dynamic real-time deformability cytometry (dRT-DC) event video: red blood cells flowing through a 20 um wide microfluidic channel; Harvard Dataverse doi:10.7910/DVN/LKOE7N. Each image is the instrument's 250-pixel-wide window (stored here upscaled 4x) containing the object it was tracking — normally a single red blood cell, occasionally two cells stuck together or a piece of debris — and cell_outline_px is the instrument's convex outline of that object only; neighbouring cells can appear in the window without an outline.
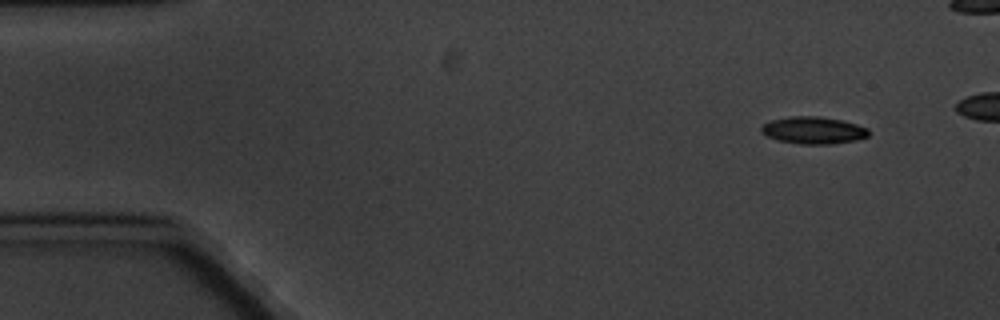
{"species": "common noctule bat (a hibernating species)", "species_latin": "Nyctalus noctula", "temperature_condition": "cold", "stored_images_in_passage": 6, "camera_frame_rate_fps": 3000, "um_per_image_px": 0.085, "animal": {"sex": "male", "body_mass_g": 20.1, "forearm_length_mm": 53.5}, "frame": {"image": 1, "passage_image": 1, "time_ms": 0.0, "image_size_px": [1000, 320], "cell_outline_px": [[868, 136], [856, 140], [832, 144], [800, 144], [780, 140], [768, 136], [760, 132], [760, 128], [764, 124], [772, 120], [788, 116], [820, 116], [844, 120], [868, 128]], "centroid_in_image_um": [69.15, 11.06], "position_along_channel_um": 15.9, "area_um2": 16.99}}